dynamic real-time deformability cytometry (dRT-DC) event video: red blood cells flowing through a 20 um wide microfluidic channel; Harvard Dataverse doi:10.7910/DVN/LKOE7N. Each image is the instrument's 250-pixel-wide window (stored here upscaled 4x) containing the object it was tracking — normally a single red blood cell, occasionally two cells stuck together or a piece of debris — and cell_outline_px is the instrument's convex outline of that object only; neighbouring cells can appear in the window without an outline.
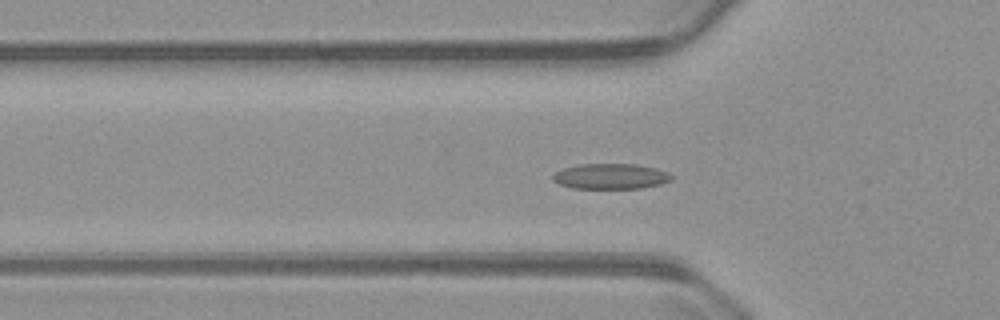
{"species": "common noctule bat (a hibernating species)", "species_latin": "Nyctalus noctula", "temperature_condition": "warm", "stored_images_in_passage": 55, "camera_frame_rate_fps": 3000, "um_per_image_px": 0.085, "animal": {"sex": "male", "body_mass_g": 23.1, "forearm_length_mm": 52.7}, "frame": {"image": 1, "passage_image": 17, "time_ms": 5.333, "image_size_px": [1000, 320], "cell_outline_px": [[672, 180], [660, 184], [640, 188], [572, 188], [560, 184], [552, 180], [552, 176], [556, 172], [564, 168], [580, 164], [636, 164], [656, 168], [668, 172], [672, 176]], "centroid_in_image_um": [51.92, 14.98], "position_along_channel_um": 73.9, "area_um2": 17.51}}
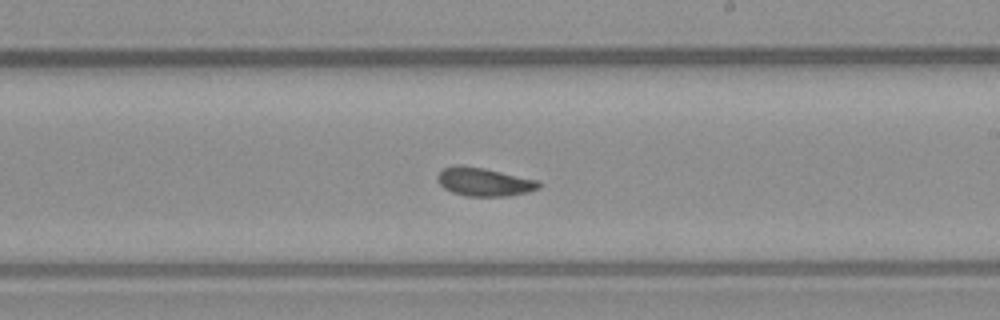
{"frame": {"image": 2, "passage_image": 31, "time_ms": 10.0, "image_size_px": [1000, 320], "cell_outline_px": [[540, 188], [528, 192], [508, 196], [464, 196], [452, 192], [444, 188], [436, 180], [436, 176], [444, 168], [456, 164], [460, 164], [484, 168], [536, 180], [540, 184]], "centroid_in_image_um": [41.1, 15.46], "position_along_channel_um": 247.9, "area_um2": 16.76}}
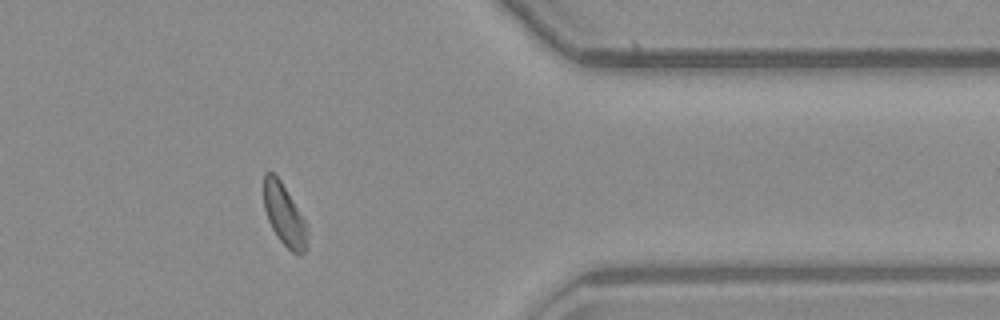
{"frame": {"image": 3, "passage_image": 44, "time_ms": 14.333, "image_size_px": [1000, 320], "cell_outline_px": [[308, 248], [304, 252], [292, 252], [276, 236], [268, 220], [264, 208], [264, 172], [272, 172], [280, 180], [308, 224]], "centroid_in_image_um": [24.19, 18.28], "position_along_channel_um": 387.2, "area_um2": 15.66}, "authors_computed_cell_mechanics": {"area_um2": 16.8198, "velocity_mm_per_s": 3.71, "shape_relaxation_time_tau1_ms": 2.9981, "shape_relaxation_time_tau2_ms": 1.7427, "deformation_change_tau1": 0.0771, "deformation_change_tau2": 0.0701}}